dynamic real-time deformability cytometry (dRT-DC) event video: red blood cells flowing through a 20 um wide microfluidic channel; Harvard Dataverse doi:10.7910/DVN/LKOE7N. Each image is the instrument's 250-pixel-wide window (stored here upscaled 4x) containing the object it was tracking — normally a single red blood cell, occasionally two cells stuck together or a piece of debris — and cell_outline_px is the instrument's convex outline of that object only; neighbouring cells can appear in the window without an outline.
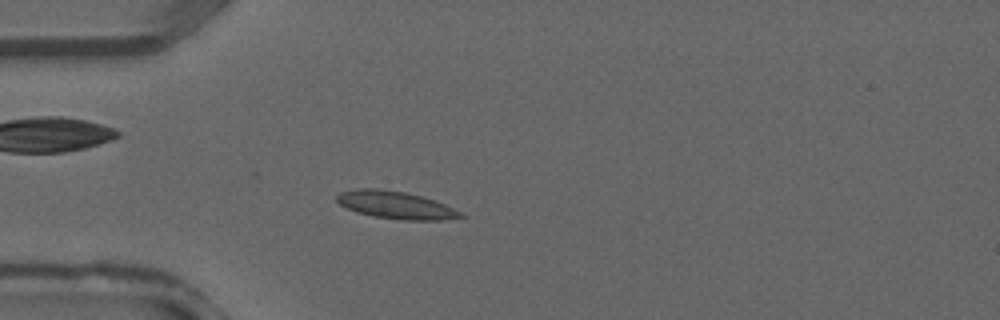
{"species": "common noctule bat (a hibernating species)", "species_latin": "Nyctalus noctula", "temperature_condition": "warm", "stored_images_in_passage": 36, "camera_frame_rate_fps": 3000, "um_per_image_px": 0.085, "animal": {"sex": "male", "forearm_length_mm": 52.5}, "frame": {"image": 1, "passage_image": 9, "time_ms": 2.667, "image_size_px": [1000, 320], "cell_outline_px": [[464, 216], [440, 220], [404, 220], [372, 216], [356, 212], [340, 204], [336, 200], [336, 196], [340, 192], [356, 188], [376, 188], [404, 192], [436, 200], [460, 212]], "centroid_in_image_um": [33.58, 17.42], "position_along_channel_um": 51.4, "area_um2": 19.65}}
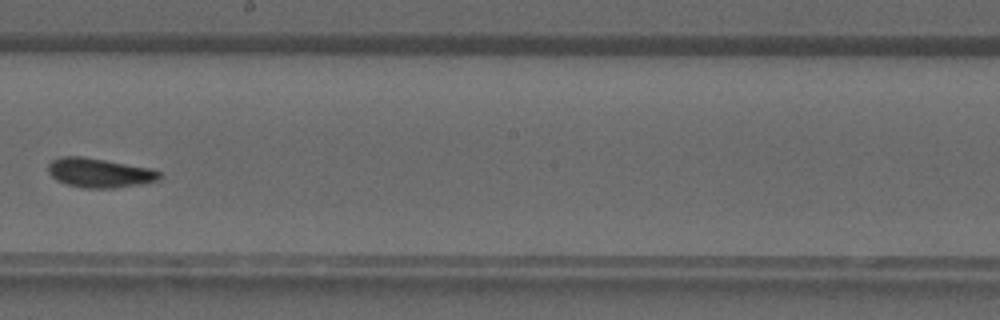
{"frame": {"image": 2, "passage_image": 20, "time_ms": 6.333, "image_size_px": [1000, 320], "cell_outline_px": [[164, 176], [160, 180], [140, 184], [116, 188], [84, 188], [68, 184], [56, 180], [48, 172], [48, 164], [52, 160], [60, 156], [80, 156], [152, 168], [160, 172]], "centroid_in_image_um": [8.48, 14.69], "position_along_channel_um": 239.7, "area_um2": 19.13}}
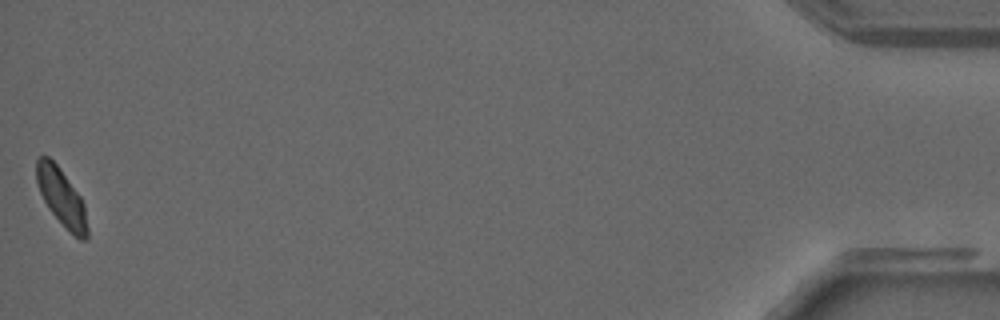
{"frame": {"image": 3, "passage_image": 36, "time_ms": 11.667, "image_size_px": [1000, 320], "cell_outline_px": [[88, 240], [80, 240], [48, 208], [40, 192], [36, 180], [36, 160], [40, 156], [48, 156], [56, 164], [80, 196], [84, 204], [88, 228]], "centroid_in_image_um": [5.23, 16.75], "position_along_channel_um": 430.0, "area_um2": 16.53}}